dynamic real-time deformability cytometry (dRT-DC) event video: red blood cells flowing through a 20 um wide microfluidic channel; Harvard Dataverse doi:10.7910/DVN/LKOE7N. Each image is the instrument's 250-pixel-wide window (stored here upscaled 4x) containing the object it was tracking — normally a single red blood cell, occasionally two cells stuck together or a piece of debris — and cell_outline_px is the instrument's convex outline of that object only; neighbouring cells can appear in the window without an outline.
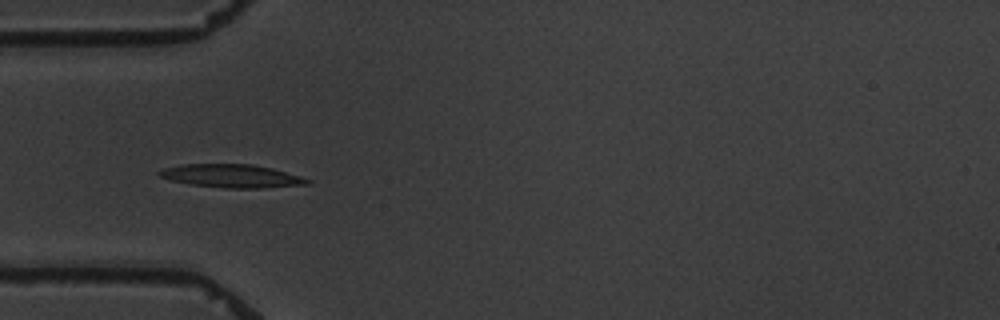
{"species": "common noctule bat (a hibernating species)", "species_latin": "Nyctalus noctula", "temperature_condition": "warm", "stored_images_in_passage": 8, "camera_frame_rate_fps": 3000, "um_per_image_px": 0.085, "animal": {"sex": "male", "body_mass_g": 19.5, "forearm_length_mm": 54.6}, "frame": {"image": 1, "passage_image": 5, "time_ms": 5.333, "image_size_px": [1000, 320], "cell_outline_px": [[312, 180], [308, 184], [264, 188], [224, 188], [188, 184], [172, 180], [160, 176], [156, 172], [164, 168], [180, 164], [252, 164], [272, 168], [300, 176]], "centroid_in_image_um": [19.68, 14.96], "position_along_channel_um": 65.3, "area_um2": 20.06}}
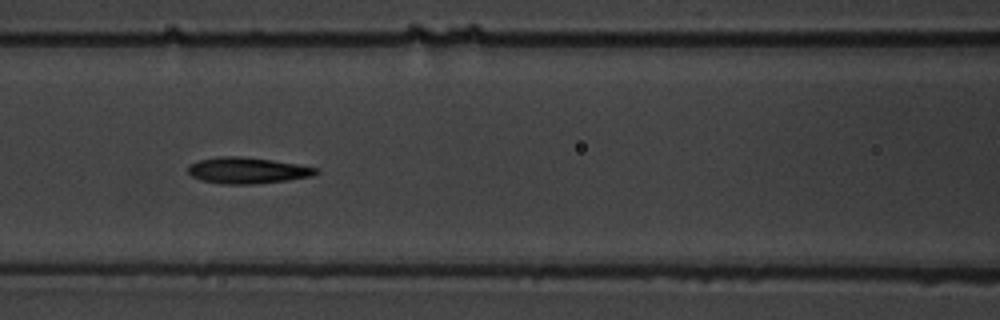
{"frame": {"image": 2, "passage_image": 7, "time_ms": 7.667, "image_size_px": [1000, 320], "cell_outline_px": [[320, 172], [312, 176], [288, 180], [252, 184], [224, 184], [200, 180], [192, 176], [188, 172], [188, 164], [200, 160], [216, 156], [240, 156], [272, 160], [320, 168]], "centroid_in_image_um": [21.03, 14.48], "position_along_channel_um": 145.6, "area_um2": 19.59}}
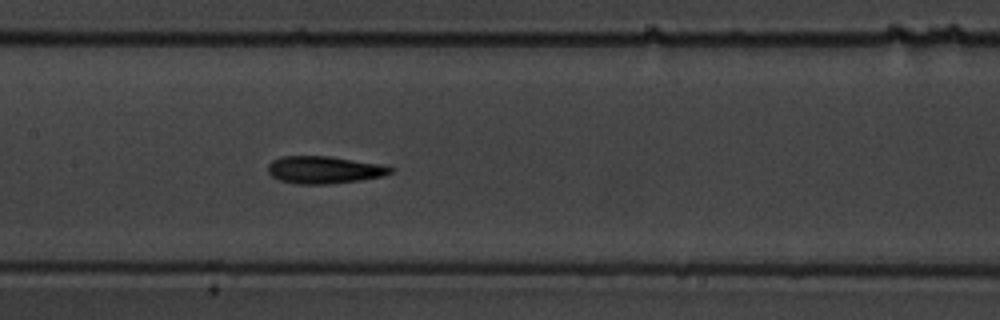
{"frame": {"image": 3, "passage_image": 8, "time_ms": 8.667, "image_size_px": [1000, 320], "cell_outline_px": [[392, 172], [384, 176], [360, 180], [328, 184], [296, 184], [280, 180], [272, 176], [268, 172], [268, 164], [272, 160], [280, 156], [328, 156], [380, 164], [392, 168]], "centroid_in_image_um": [27.52, 14.43], "position_along_channel_um": 179.9, "area_um2": 19.48}}